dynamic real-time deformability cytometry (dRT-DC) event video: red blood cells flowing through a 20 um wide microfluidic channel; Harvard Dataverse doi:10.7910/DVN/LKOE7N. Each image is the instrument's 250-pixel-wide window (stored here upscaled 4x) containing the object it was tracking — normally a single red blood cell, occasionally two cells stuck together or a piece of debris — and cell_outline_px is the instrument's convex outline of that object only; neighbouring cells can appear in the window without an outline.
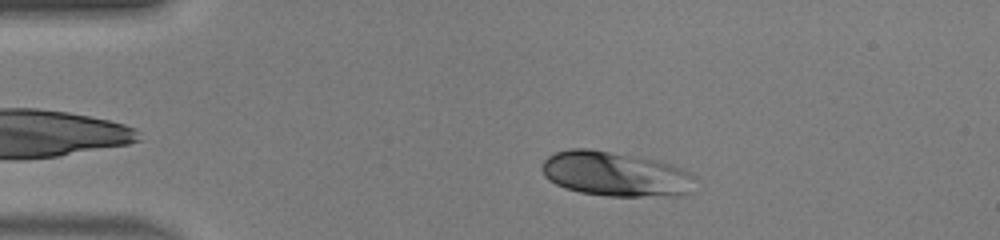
{"species": "human", "species_latin": "Homo sapiens", "temperature_condition": "warm", "stored_images_in_passage": 47, "camera_frame_rate_fps": 3000, "um_per_image_px": 0.085, "donor": {"sex": "male"}, "frame": {"image": 1, "passage_image": 8, "time_ms": 2.333, "image_size_px": [1000, 240], "cell_outline_px": [[696, 176], [688, 192], [680, 196], [608, 196], [580, 192], [564, 188], [548, 180], [544, 176], [540, 168], [544, 160], [548, 156], [556, 152], [568, 148], [588, 148], [660, 160], [684, 168], [692, 172]], "centroid_in_image_um": [52.31, 14.78], "position_along_channel_um": 32.7, "area_um2": 40.4}}
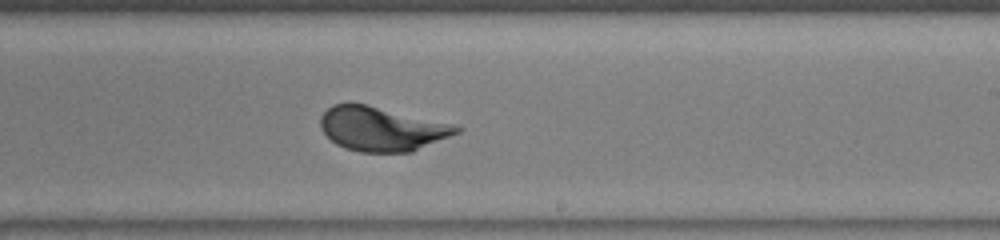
{"frame": {"image": 2, "passage_image": 28, "time_ms": 9.0, "image_size_px": [1000, 240], "cell_outline_px": [[464, 128], [460, 132], [412, 152], [360, 152], [344, 148], [336, 144], [320, 128], [320, 116], [332, 104], [348, 100], [368, 104], [460, 124]], "centroid_in_image_um": [32.48, 10.91], "position_along_channel_um": 256.5, "area_um2": 36.13}}
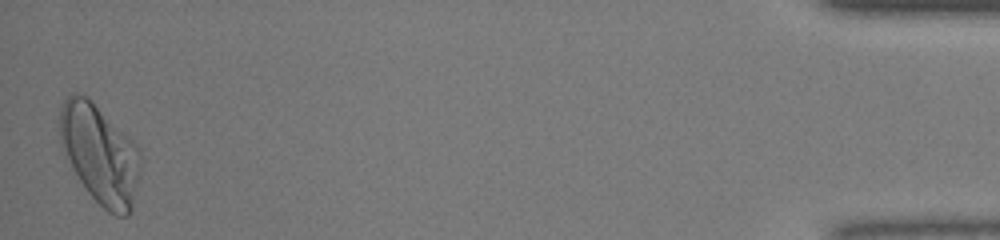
{"frame": {"image": 3, "passage_image": 47, "time_ms": 15.333, "image_size_px": [1000, 240], "cell_outline_px": [[140, 164], [132, 208], [128, 216], [116, 216], [108, 212], [88, 192], [80, 180], [60, 140], [60, 108], [64, 100], [72, 92], [76, 92], [84, 96], [132, 140], [140, 148]], "centroid_in_image_um": [8.5, 13.12], "position_along_channel_um": 426.7, "area_um2": 45.14}, "authors_computed_cell_mechanics": {"area_um2": 35.7204, "velocity_mm_per_s": 4.1201, "shape_relaxation_time_tau1_ms": 2.2548, "shape_relaxation_time_tau2_ms": null, "deformation_change_tau1": 0.1637, "deformation_change_tau2": null}}